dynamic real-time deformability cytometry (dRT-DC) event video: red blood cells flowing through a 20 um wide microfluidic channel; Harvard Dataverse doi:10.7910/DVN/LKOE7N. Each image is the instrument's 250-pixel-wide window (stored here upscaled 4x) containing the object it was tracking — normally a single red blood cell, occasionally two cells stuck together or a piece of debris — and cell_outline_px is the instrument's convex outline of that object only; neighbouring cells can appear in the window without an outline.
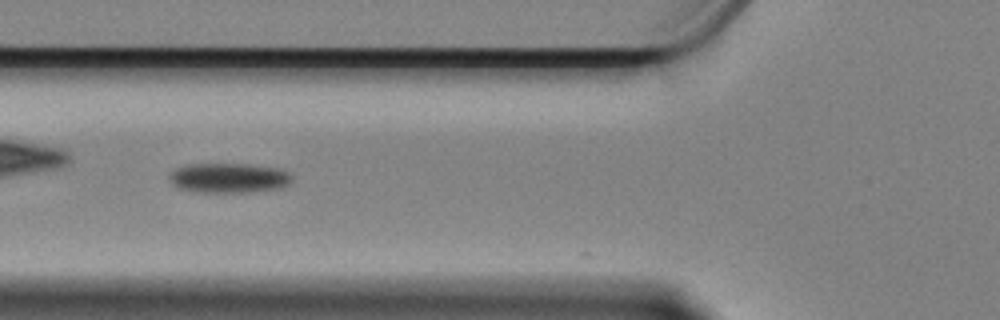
{"species": "Egyptian fruit bat (a non-hibernating species)", "species_latin": "Rousettus aegyptiacus", "temperature_condition": "cold", "stored_images_in_passage": 32, "camera_frame_rate_fps": 3000, "um_per_image_px": 0.085, "animal": {"sex": "female"}, "frame": {"image": 1, "passage_image": 2, "time_ms": 0.333, "image_size_px": [1000, 320], "cell_outline_px": [[292, 180], [288, 184], [280, 188], [252, 192], [192, 192], [180, 188], [172, 184], [168, 180], [168, 176], [176, 168], [188, 164], [248, 164], [280, 168], [288, 172], [292, 176]], "centroid_in_image_um": [19.44, 15.13], "position_along_channel_um": 106.4, "area_um2": 21.5}}
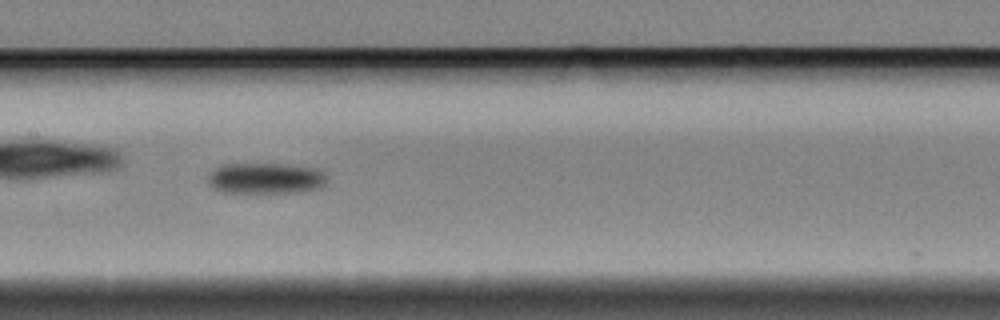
{"frame": {"image": 2, "passage_image": 9, "time_ms": 2.667, "image_size_px": [1000, 320], "cell_outline_px": [[328, 176], [324, 184], [320, 188], [300, 192], [224, 192], [208, 184], [208, 176], [220, 164], [288, 164], [316, 168], [324, 172]], "centroid_in_image_um": [22.63, 15.14], "position_along_channel_um": 184.8, "area_um2": 21.44}}
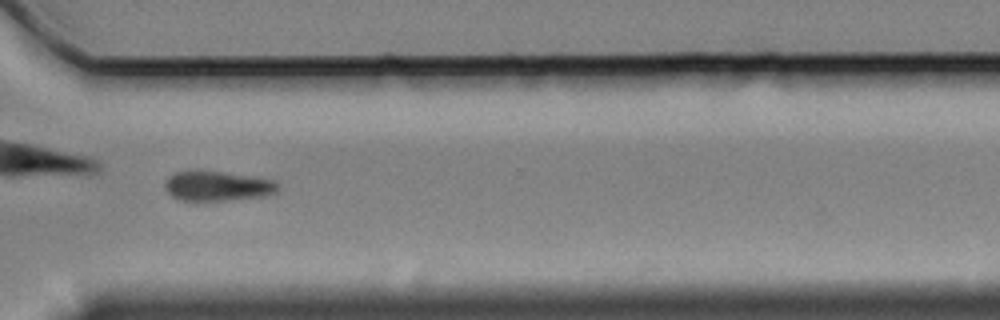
{"frame": {"image": 3, "passage_image": 24, "time_ms": 7.667, "image_size_px": [1000, 320], "cell_outline_px": [[280, 188], [276, 192], [268, 196], [228, 200], [180, 200], [172, 196], [164, 188], [164, 184], [168, 176], [176, 172], [188, 168], [252, 176], [276, 180], [280, 184]], "centroid_in_image_um": [18.49, 15.79], "position_along_channel_um": 352.1, "area_um2": 20.17}}